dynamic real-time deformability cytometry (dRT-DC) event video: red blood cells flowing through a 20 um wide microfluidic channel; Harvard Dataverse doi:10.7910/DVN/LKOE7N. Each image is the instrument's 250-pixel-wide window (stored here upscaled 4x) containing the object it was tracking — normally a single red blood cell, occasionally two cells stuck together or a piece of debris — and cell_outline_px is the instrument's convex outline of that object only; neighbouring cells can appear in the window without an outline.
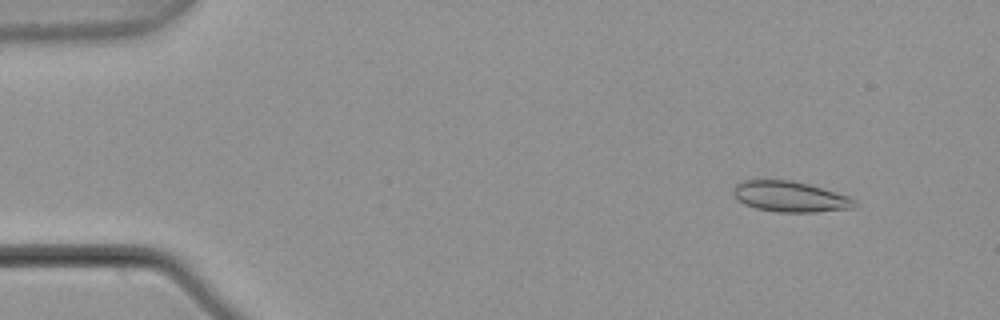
{"species": "common noctule bat (a hibernating species)", "species_latin": "Nyctalus noctula", "temperature_condition": "warm", "stored_images_in_passage": 5, "camera_frame_rate_fps": 3000, "um_per_image_px": 0.085, "animal": {"sex": "male", "body_mass_g": 21.5, "forearm_length_mm": 52.0}, "frame": {"image": 1, "passage_image": 2, "time_ms": 0.333, "image_size_px": [1000, 320], "cell_outline_px": [[856, 204], [852, 208], [816, 212], [780, 212], [756, 208], [744, 204], [732, 192], [732, 188], [736, 184], [744, 180], [788, 180], [808, 184], [848, 196], [856, 200]], "centroid_in_image_um": [67.14, 16.71], "position_along_channel_um": 17.9, "area_um2": 21.39}}
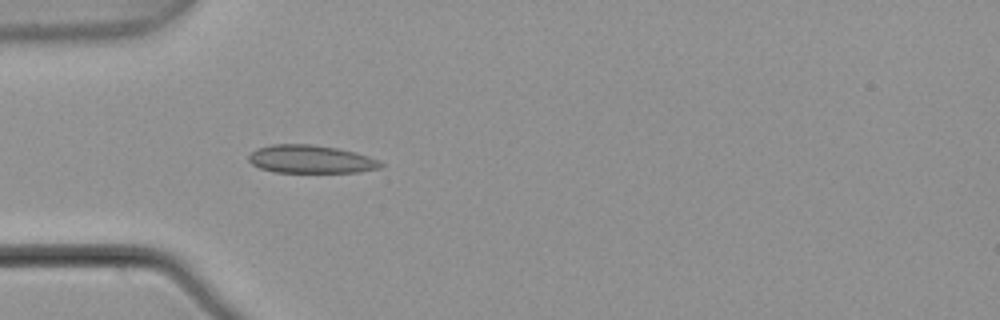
{"frame": {"image": 2, "passage_image": 5, "time_ms": 1.333, "image_size_px": [1000, 320], "cell_outline_px": [[384, 164], [380, 168], [360, 172], [272, 172], [260, 168], [252, 164], [248, 160], [248, 156], [256, 148], [272, 144], [312, 144], [336, 148], [356, 152], [368, 156]], "centroid_in_image_um": [26.39, 13.53], "position_along_channel_um": 58.6, "area_um2": 21.62}}